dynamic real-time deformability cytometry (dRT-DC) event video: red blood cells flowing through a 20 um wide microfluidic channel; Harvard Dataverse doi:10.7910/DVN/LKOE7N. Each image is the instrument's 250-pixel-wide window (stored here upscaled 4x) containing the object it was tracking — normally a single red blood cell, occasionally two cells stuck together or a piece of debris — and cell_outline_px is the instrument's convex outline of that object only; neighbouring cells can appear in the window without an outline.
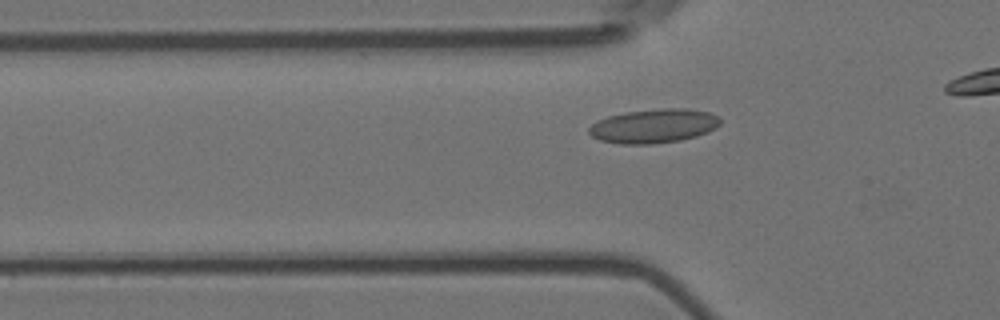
{"species": "Egyptian fruit bat (a non-hibernating species)", "species_latin": "Rousettus aegyptiacus", "temperature_condition": "room temperature", "stored_images_in_passage": 39, "camera_frame_rate_fps": 3000, "um_per_image_px": 0.085, "animal": {"sex": "female"}, "frame": {"image": 1, "passage_image": 9, "time_ms": 2.667, "image_size_px": [1000, 320], "cell_outline_px": [[720, 124], [716, 128], [708, 132], [696, 136], [680, 140], [652, 144], [620, 144], [600, 140], [592, 136], [588, 132], [588, 128], [596, 120], [608, 116], [628, 112], [660, 108], [688, 108], [708, 112], [716, 116], [720, 120]], "centroid_in_image_um": [55.55, 10.71], "position_along_channel_um": 70.2, "area_um2": 26.07}}
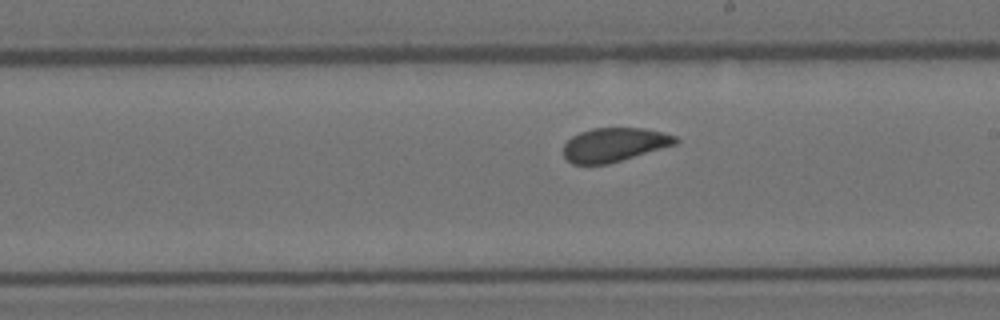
{"frame": {"image": 2, "passage_image": 23, "time_ms": 7.333, "image_size_px": [1000, 320], "cell_outline_px": [[680, 140], [676, 144], [608, 164], [572, 164], [564, 156], [564, 144], [572, 136], [580, 132], [592, 128], [644, 128], [664, 132], [676, 136]], "centroid_in_image_um": [52.22, 12.29], "position_along_channel_um": 236.8, "area_um2": 22.08}}
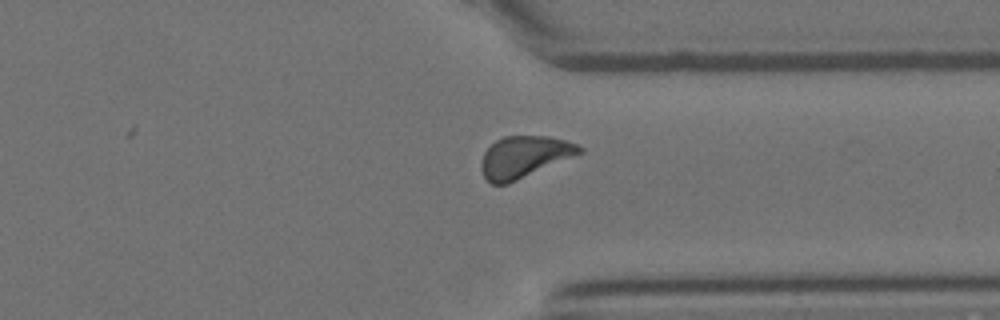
{"frame": {"image": 3, "passage_image": 34, "time_ms": 11.0, "image_size_px": [1000, 320], "cell_outline_px": [[584, 152], [508, 184], [492, 184], [484, 176], [480, 168], [480, 164], [484, 152], [496, 140], [504, 136], [548, 136], [564, 140], [576, 144], [584, 148]], "centroid_in_image_um": [44.55, 13.33], "position_along_channel_um": 366.9, "area_um2": 23.76}, "authors_computed_cell_mechanics": {"area_um2": 23.12, "velocity_mm_per_s": 3.5566, "shape_relaxation_time_tau1_ms": 3.7971, "shape_relaxation_time_tau2_ms": 1.9877, "deformation_change_tau1": 0.0752, "deformation_change_tau2": 0.0548}}